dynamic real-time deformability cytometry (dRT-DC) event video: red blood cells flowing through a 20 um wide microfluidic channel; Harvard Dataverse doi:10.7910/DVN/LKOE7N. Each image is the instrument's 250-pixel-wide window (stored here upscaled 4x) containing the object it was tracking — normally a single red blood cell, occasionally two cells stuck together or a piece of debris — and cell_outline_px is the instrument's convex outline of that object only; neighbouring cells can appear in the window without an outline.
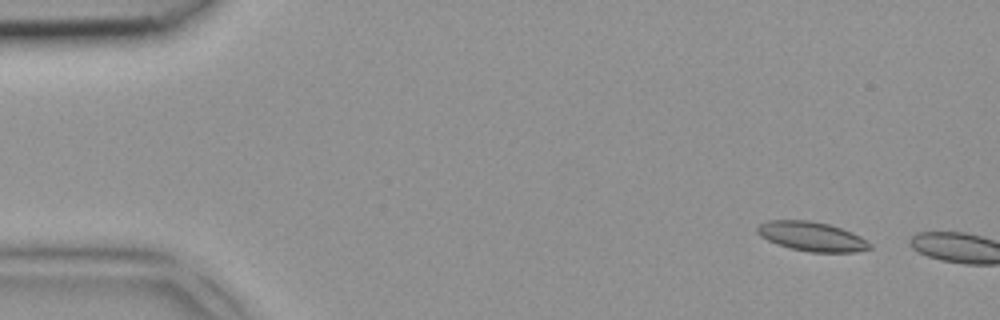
{"species": "common noctule bat (a hibernating species)", "species_latin": "Nyctalus noctula", "temperature_condition": "room temperature", "stored_images_in_passage": 2, "camera_frame_rate_fps": 3000, "um_per_image_px": 0.085, "animal": {"sex": "female", "body_mass_g": 18.4}, "frame": {"image": 1, "passage_image": 1, "time_ms": 0.0, "image_size_px": [1000, 320], "cell_outline_px": [[872, 248], [856, 252], [808, 252], [776, 244], [760, 236], [756, 232], [756, 228], [760, 224], [768, 220], [808, 220], [828, 224], [852, 232], [860, 236], [872, 244]], "centroid_in_image_um": [69.0, 20.1], "position_along_channel_um": 16.0, "area_um2": 19.25}}